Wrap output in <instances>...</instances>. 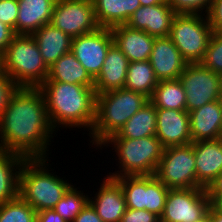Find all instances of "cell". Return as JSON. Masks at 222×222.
<instances>
[{
    "instance_id": "19",
    "label": "cell",
    "mask_w": 222,
    "mask_h": 222,
    "mask_svg": "<svg viewBox=\"0 0 222 222\" xmlns=\"http://www.w3.org/2000/svg\"><path fill=\"white\" fill-rule=\"evenodd\" d=\"M110 29L114 43L129 62L149 60L155 37L145 31L130 28L126 24L116 25Z\"/></svg>"
},
{
    "instance_id": "13",
    "label": "cell",
    "mask_w": 222,
    "mask_h": 222,
    "mask_svg": "<svg viewBox=\"0 0 222 222\" xmlns=\"http://www.w3.org/2000/svg\"><path fill=\"white\" fill-rule=\"evenodd\" d=\"M156 115L155 136L164 148L192 143L188 111L156 109Z\"/></svg>"
},
{
    "instance_id": "20",
    "label": "cell",
    "mask_w": 222,
    "mask_h": 222,
    "mask_svg": "<svg viewBox=\"0 0 222 222\" xmlns=\"http://www.w3.org/2000/svg\"><path fill=\"white\" fill-rule=\"evenodd\" d=\"M128 66V58L123 54L119 47L113 43L107 51L99 75L94 79L96 95L124 88Z\"/></svg>"
},
{
    "instance_id": "25",
    "label": "cell",
    "mask_w": 222,
    "mask_h": 222,
    "mask_svg": "<svg viewBox=\"0 0 222 222\" xmlns=\"http://www.w3.org/2000/svg\"><path fill=\"white\" fill-rule=\"evenodd\" d=\"M156 107L149 100L116 133L108 139H139L156 135Z\"/></svg>"
},
{
    "instance_id": "35",
    "label": "cell",
    "mask_w": 222,
    "mask_h": 222,
    "mask_svg": "<svg viewBox=\"0 0 222 222\" xmlns=\"http://www.w3.org/2000/svg\"><path fill=\"white\" fill-rule=\"evenodd\" d=\"M18 1L2 0L0 1V21L14 30L16 35V23L18 17Z\"/></svg>"
},
{
    "instance_id": "8",
    "label": "cell",
    "mask_w": 222,
    "mask_h": 222,
    "mask_svg": "<svg viewBox=\"0 0 222 222\" xmlns=\"http://www.w3.org/2000/svg\"><path fill=\"white\" fill-rule=\"evenodd\" d=\"M154 175L169 189L196 188L193 145L164 148Z\"/></svg>"
},
{
    "instance_id": "14",
    "label": "cell",
    "mask_w": 222,
    "mask_h": 222,
    "mask_svg": "<svg viewBox=\"0 0 222 222\" xmlns=\"http://www.w3.org/2000/svg\"><path fill=\"white\" fill-rule=\"evenodd\" d=\"M149 62L158 81L180 78L188 64L169 37L155 38Z\"/></svg>"
},
{
    "instance_id": "9",
    "label": "cell",
    "mask_w": 222,
    "mask_h": 222,
    "mask_svg": "<svg viewBox=\"0 0 222 222\" xmlns=\"http://www.w3.org/2000/svg\"><path fill=\"white\" fill-rule=\"evenodd\" d=\"M179 79L185 90L188 112L221 99L222 75L200 63H188Z\"/></svg>"
},
{
    "instance_id": "43",
    "label": "cell",
    "mask_w": 222,
    "mask_h": 222,
    "mask_svg": "<svg viewBox=\"0 0 222 222\" xmlns=\"http://www.w3.org/2000/svg\"><path fill=\"white\" fill-rule=\"evenodd\" d=\"M208 215L211 222H222V207L218 204H211Z\"/></svg>"
},
{
    "instance_id": "16",
    "label": "cell",
    "mask_w": 222,
    "mask_h": 222,
    "mask_svg": "<svg viewBox=\"0 0 222 222\" xmlns=\"http://www.w3.org/2000/svg\"><path fill=\"white\" fill-rule=\"evenodd\" d=\"M191 144L195 154L196 188H207L222 172V138Z\"/></svg>"
},
{
    "instance_id": "27",
    "label": "cell",
    "mask_w": 222,
    "mask_h": 222,
    "mask_svg": "<svg viewBox=\"0 0 222 222\" xmlns=\"http://www.w3.org/2000/svg\"><path fill=\"white\" fill-rule=\"evenodd\" d=\"M149 100L156 109L186 110V94L179 78L158 81Z\"/></svg>"
},
{
    "instance_id": "37",
    "label": "cell",
    "mask_w": 222,
    "mask_h": 222,
    "mask_svg": "<svg viewBox=\"0 0 222 222\" xmlns=\"http://www.w3.org/2000/svg\"><path fill=\"white\" fill-rule=\"evenodd\" d=\"M121 222H160V218L145 209L136 210L127 208Z\"/></svg>"
},
{
    "instance_id": "29",
    "label": "cell",
    "mask_w": 222,
    "mask_h": 222,
    "mask_svg": "<svg viewBox=\"0 0 222 222\" xmlns=\"http://www.w3.org/2000/svg\"><path fill=\"white\" fill-rule=\"evenodd\" d=\"M169 188L155 175L145 176V210L162 216Z\"/></svg>"
},
{
    "instance_id": "3",
    "label": "cell",
    "mask_w": 222,
    "mask_h": 222,
    "mask_svg": "<svg viewBox=\"0 0 222 222\" xmlns=\"http://www.w3.org/2000/svg\"><path fill=\"white\" fill-rule=\"evenodd\" d=\"M47 161V162H46ZM48 158L25 159L19 171L18 195L36 212L54 209L73 186L47 168Z\"/></svg>"
},
{
    "instance_id": "24",
    "label": "cell",
    "mask_w": 222,
    "mask_h": 222,
    "mask_svg": "<svg viewBox=\"0 0 222 222\" xmlns=\"http://www.w3.org/2000/svg\"><path fill=\"white\" fill-rule=\"evenodd\" d=\"M45 81L65 82L94 87V79L70 51L49 67Z\"/></svg>"
},
{
    "instance_id": "7",
    "label": "cell",
    "mask_w": 222,
    "mask_h": 222,
    "mask_svg": "<svg viewBox=\"0 0 222 222\" xmlns=\"http://www.w3.org/2000/svg\"><path fill=\"white\" fill-rule=\"evenodd\" d=\"M212 33L207 15L176 14L169 38L188 63H200Z\"/></svg>"
},
{
    "instance_id": "18",
    "label": "cell",
    "mask_w": 222,
    "mask_h": 222,
    "mask_svg": "<svg viewBox=\"0 0 222 222\" xmlns=\"http://www.w3.org/2000/svg\"><path fill=\"white\" fill-rule=\"evenodd\" d=\"M192 142L222 138V101H212L189 112Z\"/></svg>"
},
{
    "instance_id": "41",
    "label": "cell",
    "mask_w": 222,
    "mask_h": 222,
    "mask_svg": "<svg viewBox=\"0 0 222 222\" xmlns=\"http://www.w3.org/2000/svg\"><path fill=\"white\" fill-rule=\"evenodd\" d=\"M14 36V30L0 21V53H4Z\"/></svg>"
},
{
    "instance_id": "31",
    "label": "cell",
    "mask_w": 222,
    "mask_h": 222,
    "mask_svg": "<svg viewBox=\"0 0 222 222\" xmlns=\"http://www.w3.org/2000/svg\"><path fill=\"white\" fill-rule=\"evenodd\" d=\"M77 189L79 188L73 185L53 209L67 222H72L89 202V195Z\"/></svg>"
},
{
    "instance_id": "23",
    "label": "cell",
    "mask_w": 222,
    "mask_h": 222,
    "mask_svg": "<svg viewBox=\"0 0 222 222\" xmlns=\"http://www.w3.org/2000/svg\"><path fill=\"white\" fill-rule=\"evenodd\" d=\"M95 17L100 27L112 28L126 24L141 6L139 0H92Z\"/></svg>"
},
{
    "instance_id": "45",
    "label": "cell",
    "mask_w": 222,
    "mask_h": 222,
    "mask_svg": "<svg viewBox=\"0 0 222 222\" xmlns=\"http://www.w3.org/2000/svg\"><path fill=\"white\" fill-rule=\"evenodd\" d=\"M3 54L0 53V75L3 74Z\"/></svg>"
},
{
    "instance_id": "21",
    "label": "cell",
    "mask_w": 222,
    "mask_h": 222,
    "mask_svg": "<svg viewBox=\"0 0 222 222\" xmlns=\"http://www.w3.org/2000/svg\"><path fill=\"white\" fill-rule=\"evenodd\" d=\"M16 35H33L50 23L56 0H17Z\"/></svg>"
},
{
    "instance_id": "44",
    "label": "cell",
    "mask_w": 222,
    "mask_h": 222,
    "mask_svg": "<svg viewBox=\"0 0 222 222\" xmlns=\"http://www.w3.org/2000/svg\"><path fill=\"white\" fill-rule=\"evenodd\" d=\"M141 6H151L155 4L168 3L169 0H139Z\"/></svg>"
},
{
    "instance_id": "46",
    "label": "cell",
    "mask_w": 222,
    "mask_h": 222,
    "mask_svg": "<svg viewBox=\"0 0 222 222\" xmlns=\"http://www.w3.org/2000/svg\"><path fill=\"white\" fill-rule=\"evenodd\" d=\"M197 222H211V221H210L209 215L207 214L204 218H202L201 220H199Z\"/></svg>"
},
{
    "instance_id": "42",
    "label": "cell",
    "mask_w": 222,
    "mask_h": 222,
    "mask_svg": "<svg viewBox=\"0 0 222 222\" xmlns=\"http://www.w3.org/2000/svg\"><path fill=\"white\" fill-rule=\"evenodd\" d=\"M36 222H67L53 209L37 212Z\"/></svg>"
},
{
    "instance_id": "38",
    "label": "cell",
    "mask_w": 222,
    "mask_h": 222,
    "mask_svg": "<svg viewBox=\"0 0 222 222\" xmlns=\"http://www.w3.org/2000/svg\"><path fill=\"white\" fill-rule=\"evenodd\" d=\"M207 17L213 31L222 33V0H212Z\"/></svg>"
},
{
    "instance_id": "1",
    "label": "cell",
    "mask_w": 222,
    "mask_h": 222,
    "mask_svg": "<svg viewBox=\"0 0 222 222\" xmlns=\"http://www.w3.org/2000/svg\"><path fill=\"white\" fill-rule=\"evenodd\" d=\"M54 131L41 89L18 87L0 118V150L26 159L49 158Z\"/></svg>"
},
{
    "instance_id": "39",
    "label": "cell",
    "mask_w": 222,
    "mask_h": 222,
    "mask_svg": "<svg viewBox=\"0 0 222 222\" xmlns=\"http://www.w3.org/2000/svg\"><path fill=\"white\" fill-rule=\"evenodd\" d=\"M211 204L222 202V172L206 188Z\"/></svg>"
},
{
    "instance_id": "12",
    "label": "cell",
    "mask_w": 222,
    "mask_h": 222,
    "mask_svg": "<svg viewBox=\"0 0 222 222\" xmlns=\"http://www.w3.org/2000/svg\"><path fill=\"white\" fill-rule=\"evenodd\" d=\"M113 43L111 29L100 27L93 32L74 37L71 52L95 79L99 75L107 51Z\"/></svg>"
},
{
    "instance_id": "28",
    "label": "cell",
    "mask_w": 222,
    "mask_h": 222,
    "mask_svg": "<svg viewBox=\"0 0 222 222\" xmlns=\"http://www.w3.org/2000/svg\"><path fill=\"white\" fill-rule=\"evenodd\" d=\"M157 84L149 60L129 62L124 89L139 92L150 99Z\"/></svg>"
},
{
    "instance_id": "40",
    "label": "cell",
    "mask_w": 222,
    "mask_h": 222,
    "mask_svg": "<svg viewBox=\"0 0 222 222\" xmlns=\"http://www.w3.org/2000/svg\"><path fill=\"white\" fill-rule=\"evenodd\" d=\"M72 222H103V221L97 215V212L92 207V205L88 202Z\"/></svg>"
},
{
    "instance_id": "15",
    "label": "cell",
    "mask_w": 222,
    "mask_h": 222,
    "mask_svg": "<svg viewBox=\"0 0 222 222\" xmlns=\"http://www.w3.org/2000/svg\"><path fill=\"white\" fill-rule=\"evenodd\" d=\"M176 13L169 3L140 6L126 23L130 28L147 32L149 35L169 37Z\"/></svg>"
},
{
    "instance_id": "4",
    "label": "cell",
    "mask_w": 222,
    "mask_h": 222,
    "mask_svg": "<svg viewBox=\"0 0 222 222\" xmlns=\"http://www.w3.org/2000/svg\"><path fill=\"white\" fill-rule=\"evenodd\" d=\"M148 101L149 98L145 95L124 88L97 94L96 119L92 131L88 133L92 146L99 148Z\"/></svg>"
},
{
    "instance_id": "30",
    "label": "cell",
    "mask_w": 222,
    "mask_h": 222,
    "mask_svg": "<svg viewBox=\"0 0 222 222\" xmlns=\"http://www.w3.org/2000/svg\"><path fill=\"white\" fill-rule=\"evenodd\" d=\"M114 179L123 190L127 208L145 209V176H124Z\"/></svg>"
},
{
    "instance_id": "5",
    "label": "cell",
    "mask_w": 222,
    "mask_h": 222,
    "mask_svg": "<svg viewBox=\"0 0 222 222\" xmlns=\"http://www.w3.org/2000/svg\"><path fill=\"white\" fill-rule=\"evenodd\" d=\"M112 145V146H110ZM112 147L117 155L119 169L109 172L108 177L119 178L124 176L154 175L161 161L164 147L156 136L139 139H107L100 149Z\"/></svg>"
},
{
    "instance_id": "10",
    "label": "cell",
    "mask_w": 222,
    "mask_h": 222,
    "mask_svg": "<svg viewBox=\"0 0 222 222\" xmlns=\"http://www.w3.org/2000/svg\"><path fill=\"white\" fill-rule=\"evenodd\" d=\"M210 206L206 188L169 189L160 222H197Z\"/></svg>"
},
{
    "instance_id": "17",
    "label": "cell",
    "mask_w": 222,
    "mask_h": 222,
    "mask_svg": "<svg viewBox=\"0 0 222 222\" xmlns=\"http://www.w3.org/2000/svg\"><path fill=\"white\" fill-rule=\"evenodd\" d=\"M103 179L95 196L89 197V203L103 222H121L127 209L123 190L115 179L108 176Z\"/></svg>"
},
{
    "instance_id": "36",
    "label": "cell",
    "mask_w": 222,
    "mask_h": 222,
    "mask_svg": "<svg viewBox=\"0 0 222 222\" xmlns=\"http://www.w3.org/2000/svg\"><path fill=\"white\" fill-rule=\"evenodd\" d=\"M18 87L6 73L0 75V118Z\"/></svg>"
},
{
    "instance_id": "33",
    "label": "cell",
    "mask_w": 222,
    "mask_h": 222,
    "mask_svg": "<svg viewBox=\"0 0 222 222\" xmlns=\"http://www.w3.org/2000/svg\"><path fill=\"white\" fill-rule=\"evenodd\" d=\"M200 64L222 75V33L213 31L204 58Z\"/></svg>"
},
{
    "instance_id": "2",
    "label": "cell",
    "mask_w": 222,
    "mask_h": 222,
    "mask_svg": "<svg viewBox=\"0 0 222 222\" xmlns=\"http://www.w3.org/2000/svg\"><path fill=\"white\" fill-rule=\"evenodd\" d=\"M41 89L52 128H87L92 131L96 119L94 87L57 81H44Z\"/></svg>"
},
{
    "instance_id": "34",
    "label": "cell",
    "mask_w": 222,
    "mask_h": 222,
    "mask_svg": "<svg viewBox=\"0 0 222 222\" xmlns=\"http://www.w3.org/2000/svg\"><path fill=\"white\" fill-rule=\"evenodd\" d=\"M169 5L176 14H208L212 0H169Z\"/></svg>"
},
{
    "instance_id": "22",
    "label": "cell",
    "mask_w": 222,
    "mask_h": 222,
    "mask_svg": "<svg viewBox=\"0 0 222 222\" xmlns=\"http://www.w3.org/2000/svg\"><path fill=\"white\" fill-rule=\"evenodd\" d=\"M48 67L71 51L72 37L48 23L32 35Z\"/></svg>"
},
{
    "instance_id": "11",
    "label": "cell",
    "mask_w": 222,
    "mask_h": 222,
    "mask_svg": "<svg viewBox=\"0 0 222 222\" xmlns=\"http://www.w3.org/2000/svg\"><path fill=\"white\" fill-rule=\"evenodd\" d=\"M50 23L72 38L100 28L92 0H56Z\"/></svg>"
},
{
    "instance_id": "26",
    "label": "cell",
    "mask_w": 222,
    "mask_h": 222,
    "mask_svg": "<svg viewBox=\"0 0 222 222\" xmlns=\"http://www.w3.org/2000/svg\"><path fill=\"white\" fill-rule=\"evenodd\" d=\"M25 159L19 153L0 150V204L18 196L19 171Z\"/></svg>"
},
{
    "instance_id": "32",
    "label": "cell",
    "mask_w": 222,
    "mask_h": 222,
    "mask_svg": "<svg viewBox=\"0 0 222 222\" xmlns=\"http://www.w3.org/2000/svg\"><path fill=\"white\" fill-rule=\"evenodd\" d=\"M37 212L19 195L0 204V222H36Z\"/></svg>"
},
{
    "instance_id": "6",
    "label": "cell",
    "mask_w": 222,
    "mask_h": 222,
    "mask_svg": "<svg viewBox=\"0 0 222 222\" xmlns=\"http://www.w3.org/2000/svg\"><path fill=\"white\" fill-rule=\"evenodd\" d=\"M3 71L19 87H39L47 79L49 67L32 35L13 37L3 53Z\"/></svg>"
}]
</instances>
